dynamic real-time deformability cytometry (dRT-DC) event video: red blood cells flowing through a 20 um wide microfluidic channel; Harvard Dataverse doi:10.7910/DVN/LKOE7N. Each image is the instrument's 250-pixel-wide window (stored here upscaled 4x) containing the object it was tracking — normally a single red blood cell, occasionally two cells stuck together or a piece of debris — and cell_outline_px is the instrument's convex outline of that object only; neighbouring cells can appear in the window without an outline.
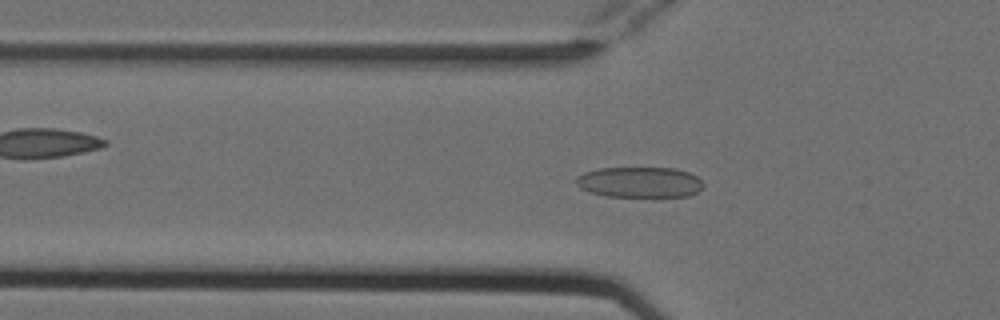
{"species": "Egyptian fruit bat (a non-hibernating species)", "species_latin": "Rousettus aegyptiacus", "temperature_condition": "cold", "stored_images_in_passage": 52, "camera_frame_rate_fps": 3000, "um_per_image_px": 0.085, "animal": {"sex": "female"}, "frame": {"image": 1, "passage_image": 17, "time_ms": 5.333, "image_size_px": [1000, 320], "cell_outline_px": [[704, 184], [696, 192], [688, 196], [604, 196], [588, 192], [580, 188], [576, 184], [576, 176], [584, 172], [600, 168], [676, 168], [688, 172], [696, 176]], "centroid_in_image_um": [54.32, 15.48], "position_along_channel_um": 71.5, "area_um2": 22.66}}
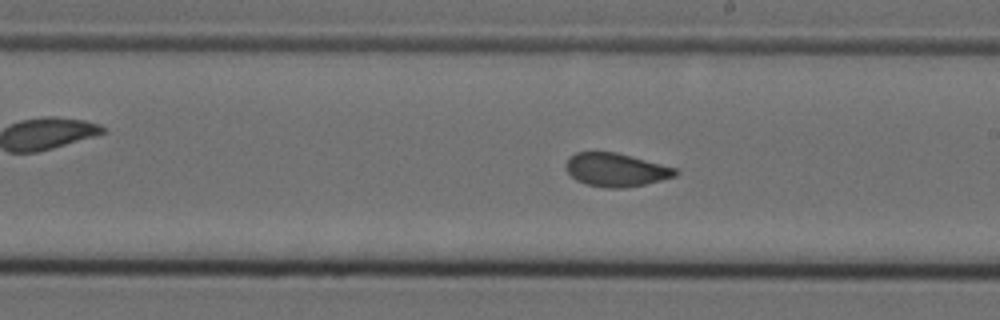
{"frame": {"image": 2, "passage_image": 30, "time_ms": 9.667, "image_size_px": [1000, 320], "cell_outline_px": [[680, 172], [676, 176], [644, 184], [620, 188], [604, 188], [588, 184], [576, 180], [568, 172], [564, 164], [576, 152], [616, 152], [676, 168]], "centroid_in_image_um": [52.36, 14.43], "position_along_channel_um": 236.6, "area_um2": 21.04}}
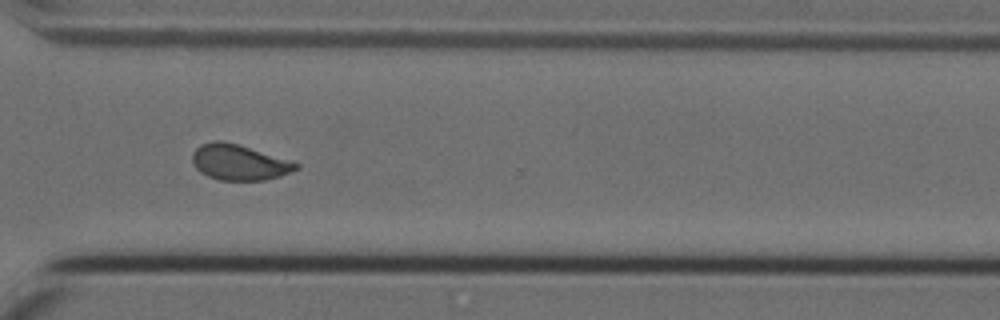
{"frame": {"image": 3, "passage_image": 39, "time_ms": 12.667, "image_size_px": [1000, 320], "cell_outline_px": [[300, 168], [280, 176], [264, 180], [220, 180], [208, 176], [200, 172], [192, 164], [192, 152], [200, 144], [212, 140], [220, 140], [236, 144], [296, 160], [300, 164]], "centroid_in_image_um": [20.36, 13.78], "position_along_channel_um": 350.2, "area_um2": 21.91}}